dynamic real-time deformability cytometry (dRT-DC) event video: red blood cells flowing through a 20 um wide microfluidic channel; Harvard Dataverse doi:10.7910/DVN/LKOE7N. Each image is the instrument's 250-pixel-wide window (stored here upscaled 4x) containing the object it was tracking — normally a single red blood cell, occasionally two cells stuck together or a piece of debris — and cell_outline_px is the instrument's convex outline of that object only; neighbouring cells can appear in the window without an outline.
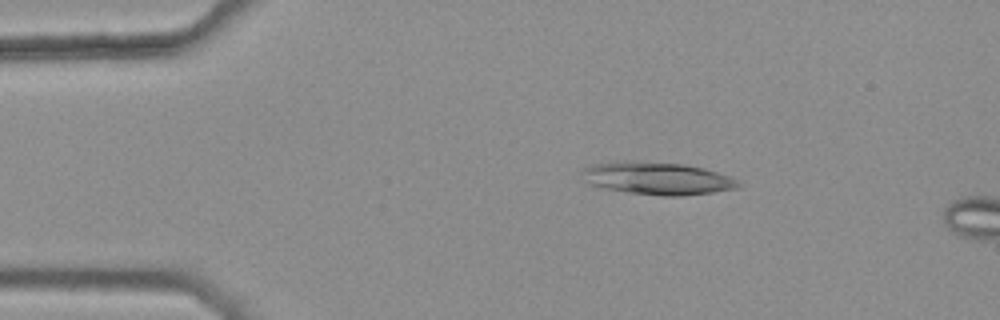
{"species": "common noctule bat (a hibernating species)", "species_latin": "Nyctalus noctula", "temperature_condition": "warm", "stored_images_in_passage": 14, "camera_frame_rate_fps": 3000, "um_per_image_px": 0.085, "animal": {"sex": "female", "body_mass_g": 25.1}, "frame": {"image": 1, "passage_image": 10, "time_ms": 3.0, "image_size_px": [1000, 320], "cell_outline_px": [[744, 184], [740, 188], [684, 196], [664, 196], [628, 192], [604, 188], [588, 184], [584, 180], [580, 172], [584, 168], [592, 164], [624, 160], [684, 164], [704, 168], [732, 176]], "centroid_in_image_um": [55.9, 15.16], "position_along_channel_um": 29.1, "area_um2": 30.06}}